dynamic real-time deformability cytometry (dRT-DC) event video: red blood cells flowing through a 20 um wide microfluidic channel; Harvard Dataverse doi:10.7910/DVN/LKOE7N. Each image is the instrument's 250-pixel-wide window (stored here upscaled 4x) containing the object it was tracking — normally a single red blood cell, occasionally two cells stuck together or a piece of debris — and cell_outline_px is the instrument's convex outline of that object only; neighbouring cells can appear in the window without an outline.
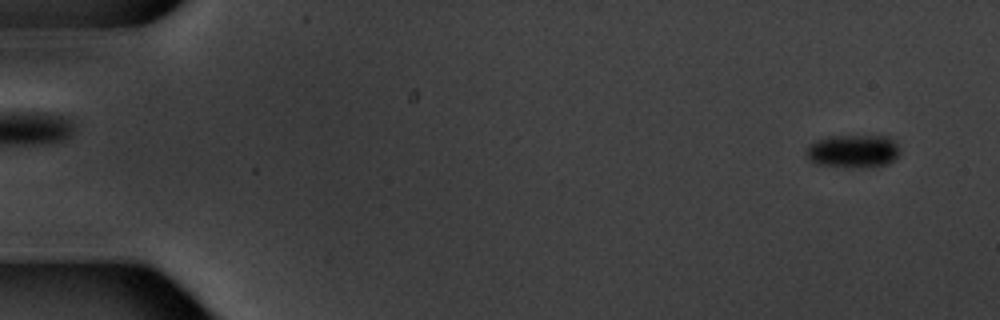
{"species": "common noctule bat (a hibernating species)", "species_latin": "Nyctalus noctula", "temperature_condition": "warm", "stored_images_in_passage": 6, "camera_frame_rate_fps": 3000, "um_per_image_px": 0.085, "animal": {"sex": "male", "body_mass_g": 20.1, "forearm_length_mm": 53.5}, "frame": {"image": 1, "passage_image": 1, "time_ms": 0.0, "image_size_px": [1000, 320], "cell_outline_px": [[900, 152], [888, 164], [816, 164], [804, 152], [808, 144], [816, 140], [828, 136], [888, 136], [896, 140]], "centroid_in_image_um": [72.51, 12.76], "position_along_channel_um": 12.5, "area_um2": 17.11}}
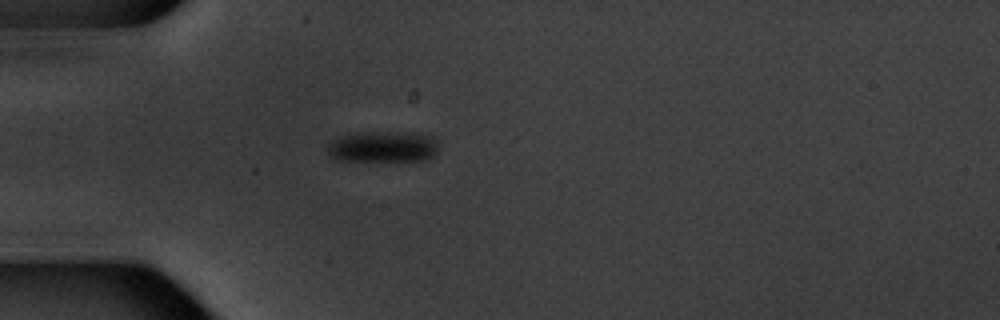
{"frame": {"image": 2, "passage_image": 5, "time_ms": 4.667, "image_size_px": [1000, 320], "cell_outline_px": [[436, 152], [428, 160], [336, 160], [328, 152], [328, 144], [332, 140], [348, 132], [396, 132], [432, 136], [436, 140]], "centroid_in_image_um": [32.5, 12.46], "position_along_channel_um": 52.5, "area_um2": 19.94}}